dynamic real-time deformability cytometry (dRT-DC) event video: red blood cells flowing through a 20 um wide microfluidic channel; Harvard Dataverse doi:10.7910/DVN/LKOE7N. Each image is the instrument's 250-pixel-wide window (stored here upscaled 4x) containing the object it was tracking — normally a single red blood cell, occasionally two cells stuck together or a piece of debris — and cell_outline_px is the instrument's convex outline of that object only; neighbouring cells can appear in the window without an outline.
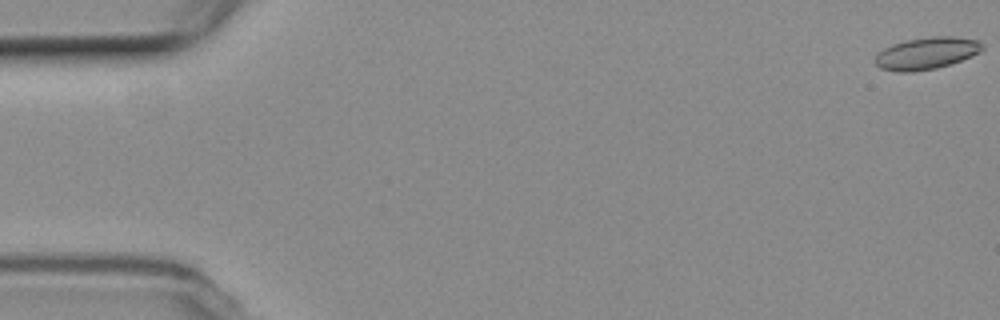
{"species": "common noctule bat (a hibernating species)", "species_latin": "Nyctalus noctula", "temperature_condition": "room temperature", "stored_images_in_passage": 26, "camera_frame_rate_fps": 3000, "um_per_image_px": 0.085, "animal": {"sex": "female", "body_mass_g": 19.3, "forearm_length_mm": 54.1}, "frame": {"image": 1, "passage_image": 1, "time_ms": 0.0, "image_size_px": [1000, 320], "cell_outline_px": [[984, 48], [980, 52], [960, 60], [936, 68], [912, 72], [900, 72], [880, 68], [876, 64], [876, 56], [884, 48], [892, 44], [904, 40], [932, 36], [952, 36], [980, 40]], "centroid_in_image_um": [78.76, 4.51], "position_along_channel_um": 6.2, "area_um2": 19.88}}
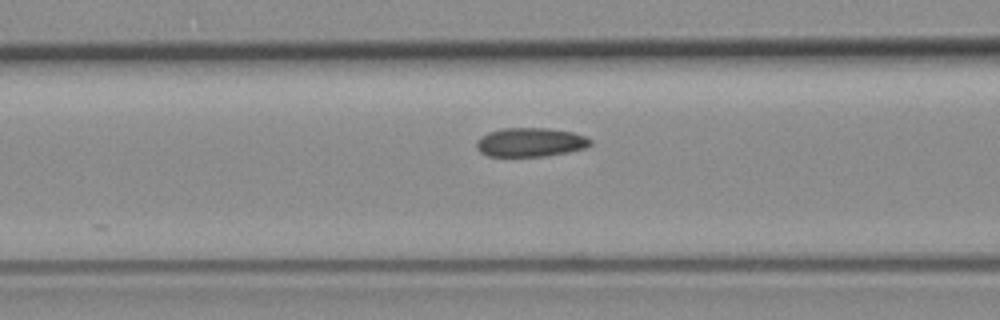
{"frame": {"image": 2, "passage_image": 22, "time_ms": 7.0, "image_size_px": [1000, 320], "cell_outline_px": [[592, 144], [584, 148], [568, 152], [548, 156], [488, 156], [480, 152], [476, 148], [476, 140], [480, 136], [488, 132], [504, 128], [548, 128], [572, 132], [584, 136], [592, 140]], "centroid_in_image_um": [45.06, 12.09], "position_along_channel_um": 121.5, "area_um2": 19.31}}
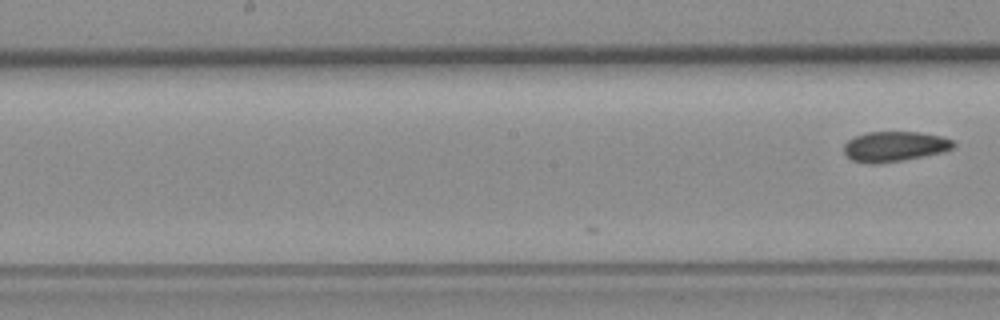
{"frame": {"image": 3, "passage_image": 26, "time_ms": 8.333, "image_size_px": [1000, 320], "cell_outline_px": [[956, 144], [952, 148], [940, 152], [900, 160], [872, 164], [852, 160], [844, 152], [844, 144], [848, 140], [856, 136], [868, 132], [920, 132], [944, 136], [952, 140]], "centroid_in_image_um": [76.03, 12.43], "position_along_channel_um": 172.2, "area_um2": 18.9}}